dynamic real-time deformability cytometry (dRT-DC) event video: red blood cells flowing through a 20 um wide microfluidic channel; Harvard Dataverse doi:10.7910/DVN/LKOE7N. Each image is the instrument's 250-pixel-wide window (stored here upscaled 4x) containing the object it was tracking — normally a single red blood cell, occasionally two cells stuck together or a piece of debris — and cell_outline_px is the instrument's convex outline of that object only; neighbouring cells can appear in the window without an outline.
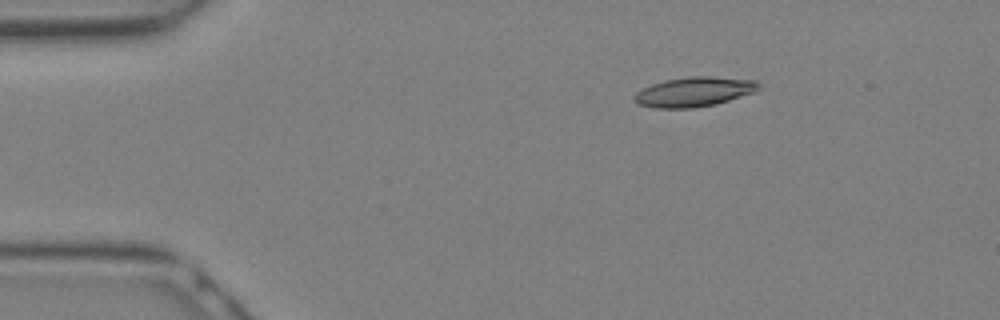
{"species": "Egyptian fruit bat (a non-hibernating species)", "species_latin": "Rousettus aegyptiacus", "temperature_condition": "warm", "stored_images_in_passage": 12, "camera_frame_rate_fps": 3000, "um_per_image_px": 0.085, "animal": {"sex": "female"}, "frame": {"image": 1, "passage_image": 1, "time_ms": 0.0, "image_size_px": [1000, 320], "cell_outline_px": [[760, 88], [756, 92], [716, 104], [692, 108], [652, 108], [636, 104], [632, 96], [636, 92], [652, 84], [664, 80], [688, 76], [712, 76], [756, 80], [760, 84]], "centroid_in_image_um": [59.0, 7.8], "position_along_channel_um": 26.0, "area_um2": 21.79}}
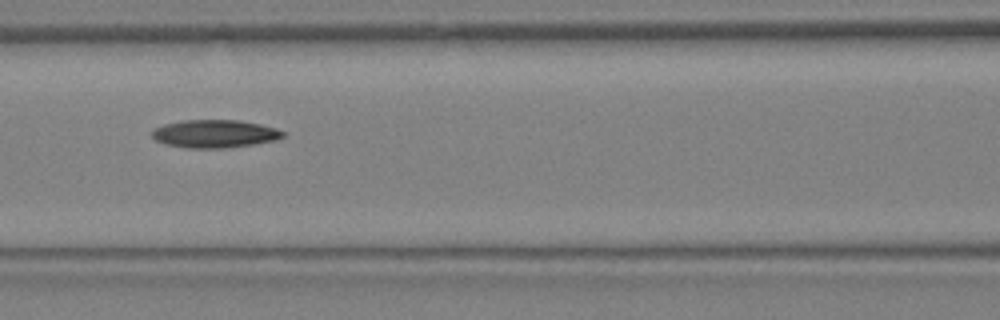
{"frame": {"image": 2, "passage_image": 9, "time_ms": 2.667, "image_size_px": [1000, 320], "cell_outline_px": [[284, 136], [276, 140], [228, 148], [184, 148], [164, 144], [156, 140], [152, 136], [152, 132], [156, 128], [164, 124], [184, 120], [236, 120], [260, 124], [276, 128], [284, 132]], "centroid_in_image_um": [18.24, 11.37], "position_along_channel_um": 148.4, "area_um2": 21.27}}
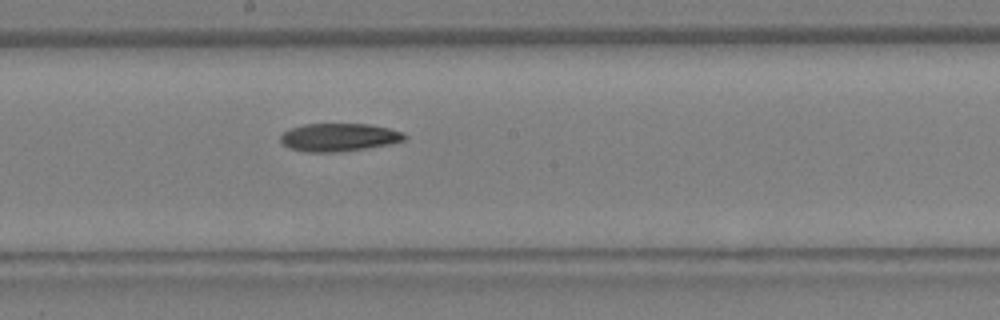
{"frame": {"image": 3, "passage_image": 12, "time_ms": 3.667, "image_size_px": [1000, 320], "cell_outline_px": [[408, 136], [404, 140], [388, 144], [368, 148], [340, 152], [304, 152], [288, 148], [280, 144], [280, 136], [284, 132], [292, 128], [304, 124], [368, 124], [388, 128], [404, 132]], "centroid_in_image_um": [28.79, 11.68], "position_along_channel_um": 219.4, "area_um2": 20.4}}